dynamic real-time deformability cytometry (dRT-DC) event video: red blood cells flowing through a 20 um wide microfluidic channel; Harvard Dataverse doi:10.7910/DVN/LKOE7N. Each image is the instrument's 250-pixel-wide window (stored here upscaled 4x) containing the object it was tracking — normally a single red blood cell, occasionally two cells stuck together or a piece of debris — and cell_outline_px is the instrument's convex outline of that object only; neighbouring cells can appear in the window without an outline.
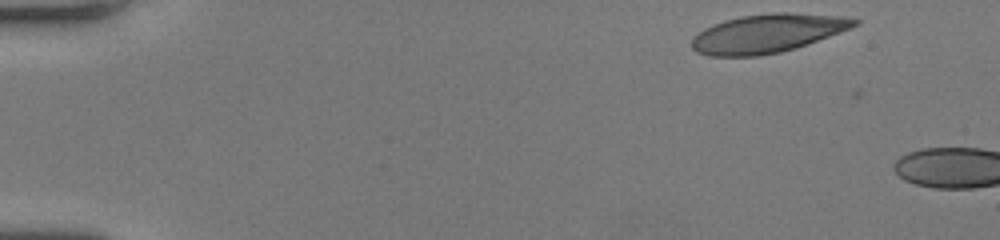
{"species": "human", "species_latin": "Homo sapiens", "temperature_condition": "room temperature", "stored_images_in_passage": 4, "camera_frame_rate_fps": 3000, "um_per_image_px": 0.085, "donor": {"sex": "female"}, "frame": {"image": 1, "passage_image": 1, "time_ms": 0.0, "image_size_px": [1000, 240], "cell_outline_px": [[860, 24], [852, 28], [796, 48], [780, 52], [760, 56], [708, 56], [696, 52], [692, 48], [692, 36], [704, 28], [724, 20], [740, 16], [772, 12], [788, 12], [848, 16], [860, 20]], "centroid_in_image_um": [65.26, 2.83], "position_along_channel_um": 19.7, "area_um2": 37.05}}